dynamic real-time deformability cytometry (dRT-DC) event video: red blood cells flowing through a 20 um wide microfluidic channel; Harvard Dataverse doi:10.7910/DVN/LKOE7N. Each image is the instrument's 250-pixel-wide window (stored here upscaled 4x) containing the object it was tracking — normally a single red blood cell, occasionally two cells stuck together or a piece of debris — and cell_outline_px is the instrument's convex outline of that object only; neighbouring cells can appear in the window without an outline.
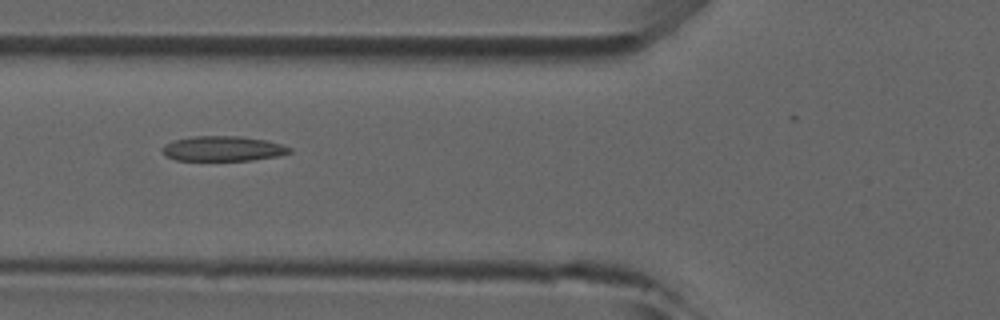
{"species": "common noctule bat (a hibernating species)", "species_latin": "Nyctalus noctula", "temperature_condition": "room temperature", "stored_images_in_passage": 41, "camera_frame_rate_fps": 3000, "um_per_image_px": 0.085, "animal": {"sex": "male", "forearm_length_mm": 52.5}, "frame": {"image": 1, "passage_image": 18, "time_ms": 5.667, "image_size_px": [1000, 320], "cell_outline_px": [[292, 152], [276, 156], [252, 160], [176, 160], [164, 156], [160, 148], [164, 144], [172, 140], [196, 136], [240, 136], [264, 140], [280, 144], [292, 148]], "centroid_in_image_um": [18.88, 12.63], "position_along_channel_um": 106.9, "area_um2": 18.55}}